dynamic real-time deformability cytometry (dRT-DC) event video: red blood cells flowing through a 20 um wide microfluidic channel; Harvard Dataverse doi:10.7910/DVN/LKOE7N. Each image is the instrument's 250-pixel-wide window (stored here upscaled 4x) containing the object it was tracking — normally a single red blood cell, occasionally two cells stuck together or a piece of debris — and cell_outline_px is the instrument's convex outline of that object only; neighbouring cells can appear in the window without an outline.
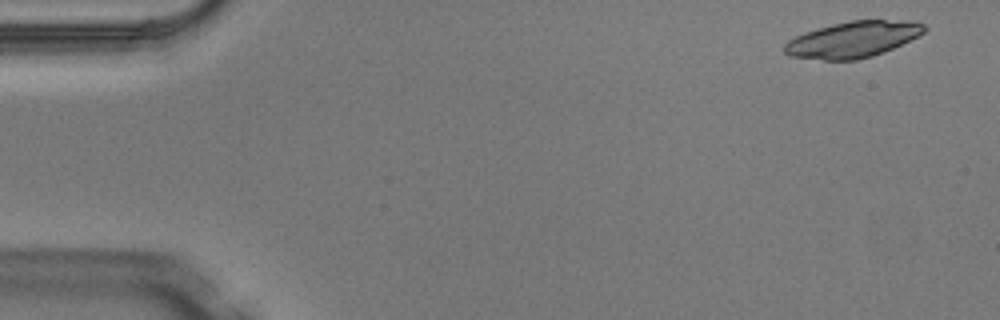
{"species": "Egyptian fruit bat (a non-hibernating species)", "species_latin": "Rousettus aegyptiacus", "temperature_condition": "warm", "stored_images_in_passage": 4, "camera_frame_rate_fps": 3000, "um_per_image_px": 0.085, "animal": {"sex": "male"}, "frame": {"image": 1, "passage_image": 1, "time_ms": 0.0, "image_size_px": [1000, 320], "cell_outline_px": [[928, 28], [924, 32], [884, 52], [872, 56], [856, 60], [824, 60], [788, 56], [784, 52], [784, 44], [788, 40], [804, 32], [832, 24], [852, 20], [884, 20], [924, 24]], "centroid_in_image_um": [72.41, 3.37], "position_along_channel_um": 12.6, "area_um2": 28.96}}